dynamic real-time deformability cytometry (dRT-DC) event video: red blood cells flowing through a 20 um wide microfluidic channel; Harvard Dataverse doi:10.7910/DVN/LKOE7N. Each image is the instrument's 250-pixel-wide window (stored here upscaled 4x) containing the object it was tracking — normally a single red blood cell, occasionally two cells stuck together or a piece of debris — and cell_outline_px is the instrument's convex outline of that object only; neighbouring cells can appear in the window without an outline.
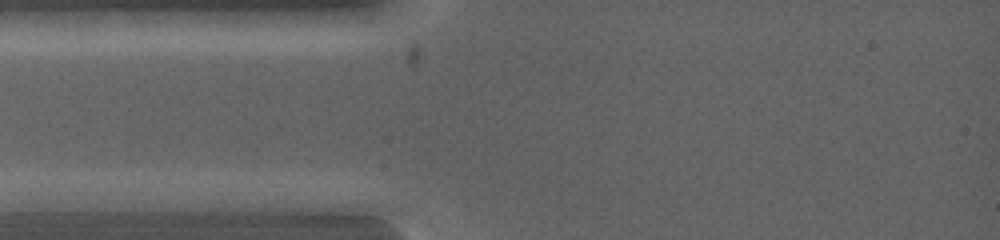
{"species": "common noctule bat (a hibernating species)", "species_latin": "Nyctalus noctula", "temperature_condition": "warm", "stored_images_in_passage": 4, "camera_frame_rate_fps": 5000, "um_per_image_px": 0.085, "animal": {"sex": "female", "body_mass_g": 19.0, "forearm_length_mm": 53.3}, "frame": {"image": 1, "passage_image": 2, "time_ms": 0.2, "image_size_px": [1000, 240], "cell_outline_px": [[128, 200], [100, 212], [16, 212], [12, 200], [28, 192], [104, 192]], "centroid_in_image_um": [5.59, 17.17], "position_along_channel_um": 79.4, "area_um2": 14.22}}